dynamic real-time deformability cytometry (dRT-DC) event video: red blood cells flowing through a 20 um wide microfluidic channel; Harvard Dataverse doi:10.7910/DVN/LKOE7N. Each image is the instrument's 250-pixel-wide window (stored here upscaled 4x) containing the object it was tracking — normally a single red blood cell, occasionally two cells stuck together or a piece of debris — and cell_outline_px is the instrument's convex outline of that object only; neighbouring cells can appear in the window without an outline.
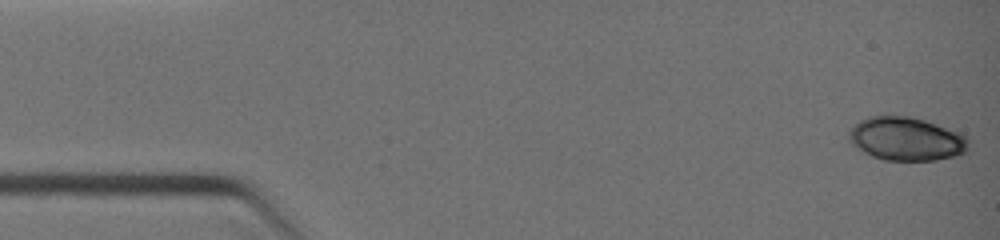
{"species": "common noctule bat (a hibernating species)", "species_latin": "Nyctalus noctula", "temperature_condition": "warm", "stored_images_in_passage": 9, "camera_frame_rate_fps": 3000, "um_per_image_px": 0.085, "animal": {"sex": "female", "body_mass_g": 19.0, "forearm_length_mm": 51.5}, "frame": {"image": 1, "passage_image": 1, "time_ms": 0.0, "image_size_px": [1000, 240], "cell_outline_px": [[968, 148], [964, 152], [956, 156], [936, 160], [884, 160], [872, 156], [856, 148], [848, 140], [848, 132], [860, 120], [868, 116], [912, 116], [960, 132], [968, 140]], "centroid_in_image_um": [77.01, 11.8], "position_along_channel_um": 8.0, "area_um2": 30.29}}
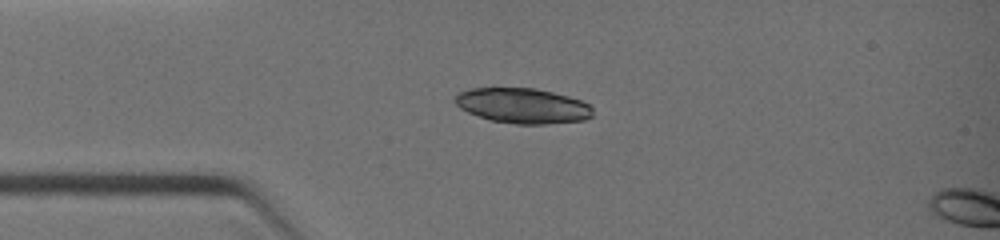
{"frame": {"image": 2, "passage_image": 7, "time_ms": 2.667, "image_size_px": [1000, 240], "cell_outline_px": [[592, 116], [584, 120], [544, 124], [516, 124], [488, 120], [468, 112], [460, 108], [452, 100], [460, 92], [472, 88], [536, 88], [568, 96], [580, 100], [588, 104], [592, 108]], "centroid_in_image_um": [44.41, 8.99], "position_along_channel_um": 40.6, "area_um2": 28.21}}